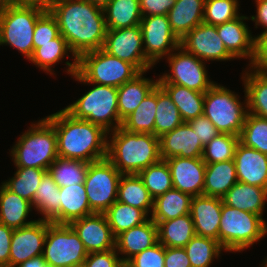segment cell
Wrapping results in <instances>:
<instances>
[{"label":"cell","instance_id":"277c9868","mask_svg":"<svg viewBox=\"0 0 267 267\" xmlns=\"http://www.w3.org/2000/svg\"><path fill=\"white\" fill-rule=\"evenodd\" d=\"M72 76L80 83L94 86L64 110L76 119L102 127L108 133L121 127L123 121L118 113L117 87L89 83L78 72Z\"/></svg>","mask_w":267,"mask_h":267},{"label":"cell","instance_id":"ab89813d","mask_svg":"<svg viewBox=\"0 0 267 267\" xmlns=\"http://www.w3.org/2000/svg\"><path fill=\"white\" fill-rule=\"evenodd\" d=\"M182 123L183 120L177 106L173 103L169 95L157 85L154 135L159 138Z\"/></svg>","mask_w":267,"mask_h":267},{"label":"cell","instance_id":"e7e4bbea","mask_svg":"<svg viewBox=\"0 0 267 267\" xmlns=\"http://www.w3.org/2000/svg\"><path fill=\"white\" fill-rule=\"evenodd\" d=\"M55 1H58V0H47V7H48L49 5H51L53 2H55Z\"/></svg>","mask_w":267,"mask_h":267},{"label":"cell","instance_id":"be15d7a7","mask_svg":"<svg viewBox=\"0 0 267 267\" xmlns=\"http://www.w3.org/2000/svg\"><path fill=\"white\" fill-rule=\"evenodd\" d=\"M9 3H12V0H0V7L3 8Z\"/></svg>","mask_w":267,"mask_h":267},{"label":"cell","instance_id":"d6986e66","mask_svg":"<svg viewBox=\"0 0 267 267\" xmlns=\"http://www.w3.org/2000/svg\"><path fill=\"white\" fill-rule=\"evenodd\" d=\"M160 157L162 160L179 156L182 158L202 157L204 146L192 127L183 122L181 125L159 137Z\"/></svg>","mask_w":267,"mask_h":267},{"label":"cell","instance_id":"ba28073f","mask_svg":"<svg viewBox=\"0 0 267 267\" xmlns=\"http://www.w3.org/2000/svg\"><path fill=\"white\" fill-rule=\"evenodd\" d=\"M244 94L243 103L239 101L238 94L217 83L205 92L203 114L220 133L240 136L248 114L247 97Z\"/></svg>","mask_w":267,"mask_h":267},{"label":"cell","instance_id":"9f6ffc18","mask_svg":"<svg viewBox=\"0 0 267 267\" xmlns=\"http://www.w3.org/2000/svg\"><path fill=\"white\" fill-rule=\"evenodd\" d=\"M164 267H191L185 249L165 247Z\"/></svg>","mask_w":267,"mask_h":267},{"label":"cell","instance_id":"ac0fdd59","mask_svg":"<svg viewBox=\"0 0 267 267\" xmlns=\"http://www.w3.org/2000/svg\"><path fill=\"white\" fill-rule=\"evenodd\" d=\"M173 188L193 196L203 195L206 164L202 157L182 158L179 156L165 159Z\"/></svg>","mask_w":267,"mask_h":267},{"label":"cell","instance_id":"94428289","mask_svg":"<svg viewBox=\"0 0 267 267\" xmlns=\"http://www.w3.org/2000/svg\"><path fill=\"white\" fill-rule=\"evenodd\" d=\"M86 1H89L90 3H93L102 8H104L110 2V0H86Z\"/></svg>","mask_w":267,"mask_h":267},{"label":"cell","instance_id":"4fadbf2b","mask_svg":"<svg viewBox=\"0 0 267 267\" xmlns=\"http://www.w3.org/2000/svg\"><path fill=\"white\" fill-rule=\"evenodd\" d=\"M102 49L111 56L133 64L140 72H147L154 67L145 56L140 25L107 30Z\"/></svg>","mask_w":267,"mask_h":267},{"label":"cell","instance_id":"5bb4252c","mask_svg":"<svg viewBox=\"0 0 267 267\" xmlns=\"http://www.w3.org/2000/svg\"><path fill=\"white\" fill-rule=\"evenodd\" d=\"M146 58L155 65L180 46L167 15L144 16L140 22Z\"/></svg>","mask_w":267,"mask_h":267},{"label":"cell","instance_id":"f1b7e54d","mask_svg":"<svg viewBox=\"0 0 267 267\" xmlns=\"http://www.w3.org/2000/svg\"><path fill=\"white\" fill-rule=\"evenodd\" d=\"M32 209L31 202L0 186V223L13 229L27 226L35 221L26 220Z\"/></svg>","mask_w":267,"mask_h":267},{"label":"cell","instance_id":"f546056e","mask_svg":"<svg viewBox=\"0 0 267 267\" xmlns=\"http://www.w3.org/2000/svg\"><path fill=\"white\" fill-rule=\"evenodd\" d=\"M237 182L234 159L206 164L203 195L222 198Z\"/></svg>","mask_w":267,"mask_h":267},{"label":"cell","instance_id":"8992f818","mask_svg":"<svg viewBox=\"0 0 267 267\" xmlns=\"http://www.w3.org/2000/svg\"><path fill=\"white\" fill-rule=\"evenodd\" d=\"M38 3H9L2 8L0 45L16 48L28 60L33 55L37 20L47 11Z\"/></svg>","mask_w":267,"mask_h":267},{"label":"cell","instance_id":"9a60e30c","mask_svg":"<svg viewBox=\"0 0 267 267\" xmlns=\"http://www.w3.org/2000/svg\"><path fill=\"white\" fill-rule=\"evenodd\" d=\"M180 46L202 61H228L235 59L219 37L216 26L202 22L180 41Z\"/></svg>","mask_w":267,"mask_h":267},{"label":"cell","instance_id":"52a82bcc","mask_svg":"<svg viewBox=\"0 0 267 267\" xmlns=\"http://www.w3.org/2000/svg\"><path fill=\"white\" fill-rule=\"evenodd\" d=\"M267 234L262 216L238 210L223 203L219 225V243L226 252H241Z\"/></svg>","mask_w":267,"mask_h":267},{"label":"cell","instance_id":"f5cc1de1","mask_svg":"<svg viewBox=\"0 0 267 267\" xmlns=\"http://www.w3.org/2000/svg\"><path fill=\"white\" fill-rule=\"evenodd\" d=\"M254 37V57L248 66L258 71L267 72V31H262L259 36Z\"/></svg>","mask_w":267,"mask_h":267},{"label":"cell","instance_id":"03108f58","mask_svg":"<svg viewBox=\"0 0 267 267\" xmlns=\"http://www.w3.org/2000/svg\"><path fill=\"white\" fill-rule=\"evenodd\" d=\"M1 16H2V8L0 7V35H1Z\"/></svg>","mask_w":267,"mask_h":267},{"label":"cell","instance_id":"816d5d0a","mask_svg":"<svg viewBox=\"0 0 267 267\" xmlns=\"http://www.w3.org/2000/svg\"><path fill=\"white\" fill-rule=\"evenodd\" d=\"M196 135L200 139L203 146L208 144L214 137H216L220 132L214 126V124L203 114L196 117L193 120L187 122Z\"/></svg>","mask_w":267,"mask_h":267},{"label":"cell","instance_id":"8fae6325","mask_svg":"<svg viewBox=\"0 0 267 267\" xmlns=\"http://www.w3.org/2000/svg\"><path fill=\"white\" fill-rule=\"evenodd\" d=\"M121 175L107 158L89 163L84 185L94 213H105L117 201Z\"/></svg>","mask_w":267,"mask_h":267},{"label":"cell","instance_id":"30bf717a","mask_svg":"<svg viewBox=\"0 0 267 267\" xmlns=\"http://www.w3.org/2000/svg\"><path fill=\"white\" fill-rule=\"evenodd\" d=\"M88 252L78 234L69 224L49 221L43 256L49 267L83 265Z\"/></svg>","mask_w":267,"mask_h":267},{"label":"cell","instance_id":"e0dca14e","mask_svg":"<svg viewBox=\"0 0 267 267\" xmlns=\"http://www.w3.org/2000/svg\"><path fill=\"white\" fill-rule=\"evenodd\" d=\"M78 234L88 254L115 249V239L104 213H94L69 224Z\"/></svg>","mask_w":267,"mask_h":267},{"label":"cell","instance_id":"f6af8a7d","mask_svg":"<svg viewBox=\"0 0 267 267\" xmlns=\"http://www.w3.org/2000/svg\"><path fill=\"white\" fill-rule=\"evenodd\" d=\"M238 142L239 136L219 133L204 146L202 160L205 164L232 160Z\"/></svg>","mask_w":267,"mask_h":267},{"label":"cell","instance_id":"db71d44e","mask_svg":"<svg viewBox=\"0 0 267 267\" xmlns=\"http://www.w3.org/2000/svg\"><path fill=\"white\" fill-rule=\"evenodd\" d=\"M176 0H139L142 17L168 15Z\"/></svg>","mask_w":267,"mask_h":267},{"label":"cell","instance_id":"4dcf8cb0","mask_svg":"<svg viewBox=\"0 0 267 267\" xmlns=\"http://www.w3.org/2000/svg\"><path fill=\"white\" fill-rule=\"evenodd\" d=\"M31 206L43 215L39 219L60 224V187L49 172L43 176Z\"/></svg>","mask_w":267,"mask_h":267},{"label":"cell","instance_id":"60d3db41","mask_svg":"<svg viewBox=\"0 0 267 267\" xmlns=\"http://www.w3.org/2000/svg\"><path fill=\"white\" fill-rule=\"evenodd\" d=\"M16 168L14 177L9 178L2 184L11 192L32 203L36 190L48 171L32 167Z\"/></svg>","mask_w":267,"mask_h":267},{"label":"cell","instance_id":"7dc6e473","mask_svg":"<svg viewBox=\"0 0 267 267\" xmlns=\"http://www.w3.org/2000/svg\"><path fill=\"white\" fill-rule=\"evenodd\" d=\"M238 0H205L203 22L214 26L240 16Z\"/></svg>","mask_w":267,"mask_h":267},{"label":"cell","instance_id":"ee69618b","mask_svg":"<svg viewBox=\"0 0 267 267\" xmlns=\"http://www.w3.org/2000/svg\"><path fill=\"white\" fill-rule=\"evenodd\" d=\"M153 199L173 189L169 166L165 160L144 168L138 173Z\"/></svg>","mask_w":267,"mask_h":267},{"label":"cell","instance_id":"484cf974","mask_svg":"<svg viewBox=\"0 0 267 267\" xmlns=\"http://www.w3.org/2000/svg\"><path fill=\"white\" fill-rule=\"evenodd\" d=\"M205 0H176L168 12L173 33L181 39L203 22Z\"/></svg>","mask_w":267,"mask_h":267},{"label":"cell","instance_id":"74e56055","mask_svg":"<svg viewBox=\"0 0 267 267\" xmlns=\"http://www.w3.org/2000/svg\"><path fill=\"white\" fill-rule=\"evenodd\" d=\"M157 106V86L141 101L139 106L122 122V128L132 133L154 134Z\"/></svg>","mask_w":267,"mask_h":267},{"label":"cell","instance_id":"3957f363","mask_svg":"<svg viewBox=\"0 0 267 267\" xmlns=\"http://www.w3.org/2000/svg\"><path fill=\"white\" fill-rule=\"evenodd\" d=\"M109 134L107 159L121 174H138L161 160L159 138L154 134L132 133L122 127Z\"/></svg>","mask_w":267,"mask_h":267},{"label":"cell","instance_id":"ffe728a7","mask_svg":"<svg viewBox=\"0 0 267 267\" xmlns=\"http://www.w3.org/2000/svg\"><path fill=\"white\" fill-rule=\"evenodd\" d=\"M221 209L222 198L205 195L192 197L190 215L196 235L219 241Z\"/></svg>","mask_w":267,"mask_h":267},{"label":"cell","instance_id":"5b68a950","mask_svg":"<svg viewBox=\"0 0 267 267\" xmlns=\"http://www.w3.org/2000/svg\"><path fill=\"white\" fill-rule=\"evenodd\" d=\"M11 157L16 167H32L48 171L58 158L57 136L53 125L44 117L31 123L13 145Z\"/></svg>","mask_w":267,"mask_h":267},{"label":"cell","instance_id":"603a6c76","mask_svg":"<svg viewBox=\"0 0 267 267\" xmlns=\"http://www.w3.org/2000/svg\"><path fill=\"white\" fill-rule=\"evenodd\" d=\"M158 242L157 225L149 219L116 236L115 250L124 255L121 260L128 261L134 255L152 247Z\"/></svg>","mask_w":267,"mask_h":267},{"label":"cell","instance_id":"83f0119b","mask_svg":"<svg viewBox=\"0 0 267 267\" xmlns=\"http://www.w3.org/2000/svg\"><path fill=\"white\" fill-rule=\"evenodd\" d=\"M94 214L87 198L84 183L60 187V224Z\"/></svg>","mask_w":267,"mask_h":267},{"label":"cell","instance_id":"680465c9","mask_svg":"<svg viewBox=\"0 0 267 267\" xmlns=\"http://www.w3.org/2000/svg\"><path fill=\"white\" fill-rule=\"evenodd\" d=\"M16 267H49L44 259L43 255L31 258L25 262H22Z\"/></svg>","mask_w":267,"mask_h":267},{"label":"cell","instance_id":"003e7915","mask_svg":"<svg viewBox=\"0 0 267 267\" xmlns=\"http://www.w3.org/2000/svg\"><path fill=\"white\" fill-rule=\"evenodd\" d=\"M263 261H264V264H263L264 266L262 265L261 267H267V258L266 260L264 259Z\"/></svg>","mask_w":267,"mask_h":267},{"label":"cell","instance_id":"f35d334b","mask_svg":"<svg viewBox=\"0 0 267 267\" xmlns=\"http://www.w3.org/2000/svg\"><path fill=\"white\" fill-rule=\"evenodd\" d=\"M104 214L115 237L149 219V215L143 210L119 201H116Z\"/></svg>","mask_w":267,"mask_h":267},{"label":"cell","instance_id":"bcb514c9","mask_svg":"<svg viewBox=\"0 0 267 267\" xmlns=\"http://www.w3.org/2000/svg\"><path fill=\"white\" fill-rule=\"evenodd\" d=\"M239 141L245 146L267 154V119L248 113Z\"/></svg>","mask_w":267,"mask_h":267},{"label":"cell","instance_id":"7a4b0ae2","mask_svg":"<svg viewBox=\"0 0 267 267\" xmlns=\"http://www.w3.org/2000/svg\"><path fill=\"white\" fill-rule=\"evenodd\" d=\"M46 119L57 136L59 158L77 159L87 163L107 158L108 132L86 120L72 117L64 109Z\"/></svg>","mask_w":267,"mask_h":267},{"label":"cell","instance_id":"c3c4849f","mask_svg":"<svg viewBox=\"0 0 267 267\" xmlns=\"http://www.w3.org/2000/svg\"><path fill=\"white\" fill-rule=\"evenodd\" d=\"M60 35L56 18L47 10L36 22L33 36V52L40 44H46Z\"/></svg>","mask_w":267,"mask_h":267},{"label":"cell","instance_id":"7bdbcfd3","mask_svg":"<svg viewBox=\"0 0 267 267\" xmlns=\"http://www.w3.org/2000/svg\"><path fill=\"white\" fill-rule=\"evenodd\" d=\"M191 267H209L213 259L220 257L224 248L219 241L195 235L184 247Z\"/></svg>","mask_w":267,"mask_h":267},{"label":"cell","instance_id":"2e32d148","mask_svg":"<svg viewBox=\"0 0 267 267\" xmlns=\"http://www.w3.org/2000/svg\"><path fill=\"white\" fill-rule=\"evenodd\" d=\"M49 221L38 219L22 228L14 229L11 238L10 267L43 255Z\"/></svg>","mask_w":267,"mask_h":267},{"label":"cell","instance_id":"d6a6232c","mask_svg":"<svg viewBox=\"0 0 267 267\" xmlns=\"http://www.w3.org/2000/svg\"><path fill=\"white\" fill-rule=\"evenodd\" d=\"M192 196L177 189L168 190L153 201L151 219L162 222L190 214Z\"/></svg>","mask_w":267,"mask_h":267},{"label":"cell","instance_id":"8d00e7d4","mask_svg":"<svg viewBox=\"0 0 267 267\" xmlns=\"http://www.w3.org/2000/svg\"><path fill=\"white\" fill-rule=\"evenodd\" d=\"M117 201L139 208L148 215L152 212L154 199L138 174H122L118 185Z\"/></svg>","mask_w":267,"mask_h":267},{"label":"cell","instance_id":"681fc988","mask_svg":"<svg viewBox=\"0 0 267 267\" xmlns=\"http://www.w3.org/2000/svg\"><path fill=\"white\" fill-rule=\"evenodd\" d=\"M165 247L157 242L128 260L133 267H164Z\"/></svg>","mask_w":267,"mask_h":267},{"label":"cell","instance_id":"7402d4cb","mask_svg":"<svg viewBox=\"0 0 267 267\" xmlns=\"http://www.w3.org/2000/svg\"><path fill=\"white\" fill-rule=\"evenodd\" d=\"M250 18L240 15L238 18L216 26L219 37L222 39L227 51L235 58L249 59L251 64L254 57L255 37L244 20Z\"/></svg>","mask_w":267,"mask_h":267},{"label":"cell","instance_id":"4316f807","mask_svg":"<svg viewBox=\"0 0 267 267\" xmlns=\"http://www.w3.org/2000/svg\"><path fill=\"white\" fill-rule=\"evenodd\" d=\"M146 72H140L132 80L117 88L118 113L123 121L141 103V101L158 85V79L145 78Z\"/></svg>","mask_w":267,"mask_h":267},{"label":"cell","instance_id":"7c38bea8","mask_svg":"<svg viewBox=\"0 0 267 267\" xmlns=\"http://www.w3.org/2000/svg\"><path fill=\"white\" fill-rule=\"evenodd\" d=\"M176 51H178L176 53ZM167 58L170 73L159 76L158 83H170L205 93L215 82L209 79L205 63L178 46Z\"/></svg>","mask_w":267,"mask_h":267},{"label":"cell","instance_id":"6da1fadb","mask_svg":"<svg viewBox=\"0 0 267 267\" xmlns=\"http://www.w3.org/2000/svg\"><path fill=\"white\" fill-rule=\"evenodd\" d=\"M47 9L56 18L60 34L77 58L103 48L107 28L102 7L86 0H58Z\"/></svg>","mask_w":267,"mask_h":267},{"label":"cell","instance_id":"d4e9b609","mask_svg":"<svg viewBox=\"0 0 267 267\" xmlns=\"http://www.w3.org/2000/svg\"><path fill=\"white\" fill-rule=\"evenodd\" d=\"M222 201L230 207L263 217L265 204H267V189L238 181L222 197Z\"/></svg>","mask_w":267,"mask_h":267},{"label":"cell","instance_id":"6125c7cd","mask_svg":"<svg viewBox=\"0 0 267 267\" xmlns=\"http://www.w3.org/2000/svg\"><path fill=\"white\" fill-rule=\"evenodd\" d=\"M117 267H133L128 261H121Z\"/></svg>","mask_w":267,"mask_h":267},{"label":"cell","instance_id":"11a10c76","mask_svg":"<svg viewBox=\"0 0 267 267\" xmlns=\"http://www.w3.org/2000/svg\"><path fill=\"white\" fill-rule=\"evenodd\" d=\"M13 228L0 223V267H10L11 238Z\"/></svg>","mask_w":267,"mask_h":267},{"label":"cell","instance_id":"9c48e42d","mask_svg":"<svg viewBox=\"0 0 267 267\" xmlns=\"http://www.w3.org/2000/svg\"><path fill=\"white\" fill-rule=\"evenodd\" d=\"M77 72L89 83L117 88L140 73L133 64L111 56L103 49L81 54L77 58Z\"/></svg>","mask_w":267,"mask_h":267},{"label":"cell","instance_id":"91938a15","mask_svg":"<svg viewBox=\"0 0 267 267\" xmlns=\"http://www.w3.org/2000/svg\"><path fill=\"white\" fill-rule=\"evenodd\" d=\"M13 3H38L47 7V0H12Z\"/></svg>","mask_w":267,"mask_h":267},{"label":"cell","instance_id":"44dd1931","mask_svg":"<svg viewBox=\"0 0 267 267\" xmlns=\"http://www.w3.org/2000/svg\"><path fill=\"white\" fill-rule=\"evenodd\" d=\"M234 162L237 180L267 189V154L238 142Z\"/></svg>","mask_w":267,"mask_h":267},{"label":"cell","instance_id":"836d02e7","mask_svg":"<svg viewBox=\"0 0 267 267\" xmlns=\"http://www.w3.org/2000/svg\"><path fill=\"white\" fill-rule=\"evenodd\" d=\"M249 68L241 77L247 97L248 113L267 119V72Z\"/></svg>","mask_w":267,"mask_h":267},{"label":"cell","instance_id":"6f0895ef","mask_svg":"<svg viewBox=\"0 0 267 267\" xmlns=\"http://www.w3.org/2000/svg\"><path fill=\"white\" fill-rule=\"evenodd\" d=\"M256 2V15L251 16L250 20L255 22V28L257 26L264 27V31H267V0H255Z\"/></svg>","mask_w":267,"mask_h":267},{"label":"cell","instance_id":"cb8c5ba5","mask_svg":"<svg viewBox=\"0 0 267 267\" xmlns=\"http://www.w3.org/2000/svg\"><path fill=\"white\" fill-rule=\"evenodd\" d=\"M66 54L67 57H69L68 54H72L73 62L67 61L65 64L68 68L67 73L73 75L77 72V57L70 50L66 39L61 34L46 44H40V47L34 50L29 61L46 73L55 75L52 73L54 71L53 66L63 60Z\"/></svg>","mask_w":267,"mask_h":267},{"label":"cell","instance_id":"f907efd6","mask_svg":"<svg viewBox=\"0 0 267 267\" xmlns=\"http://www.w3.org/2000/svg\"><path fill=\"white\" fill-rule=\"evenodd\" d=\"M115 249H110L103 252L89 253L83 262L84 267H117L121 263Z\"/></svg>","mask_w":267,"mask_h":267},{"label":"cell","instance_id":"d590c367","mask_svg":"<svg viewBox=\"0 0 267 267\" xmlns=\"http://www.w3.org/2000/svg\"><path fill=\"white\" fill-rule=\"evenodd\" d=\"M103 10L107 30L133 27L142 20L139 0H110Z\"/></svg>","mask_w":267,"mask_h":267},{"label":"cell","instance_id":"b9f144b4","mask_svg":"<svg viewBox=\"0 0 267 267\" xmlns=\"http://www.w3.org/2000/svg\"><path fill=\"white\" fill-rule=\"evenodd\" d=\"M88 165L85 161L58 157L48 172L59 187L72 186L84 183Z\"/></svg>","mask_w":267,"mask_h":267},{"label":"cell","instance_id":"e575fe53","mask_svg":"<svg viewBox=\"0 0 267 267\" xmlns=\"http://www.w3.org/2000/svg\"><path fill=\"white\" fill-rule=\"evenodd\" d=\"M177 106L183 122L203 115L205 93L170 83H158Z\"/></svg>","mask_w":267,"mask_h":267},{"label":"cell","instance_id":"1f68e13d","mask_svg":"<svg viewBox=\"0 0 267 267\" xmlns=\"http://www.w3.org/2000/svg\"><path fill=\"white\" fill-rule=\"evenodd\" d=\"M154 223L157 225L158 242L164 247L184 248L196 235L190 214Z\"/></svg>","mask_w":267,"mask_h":267}]
</instances>
